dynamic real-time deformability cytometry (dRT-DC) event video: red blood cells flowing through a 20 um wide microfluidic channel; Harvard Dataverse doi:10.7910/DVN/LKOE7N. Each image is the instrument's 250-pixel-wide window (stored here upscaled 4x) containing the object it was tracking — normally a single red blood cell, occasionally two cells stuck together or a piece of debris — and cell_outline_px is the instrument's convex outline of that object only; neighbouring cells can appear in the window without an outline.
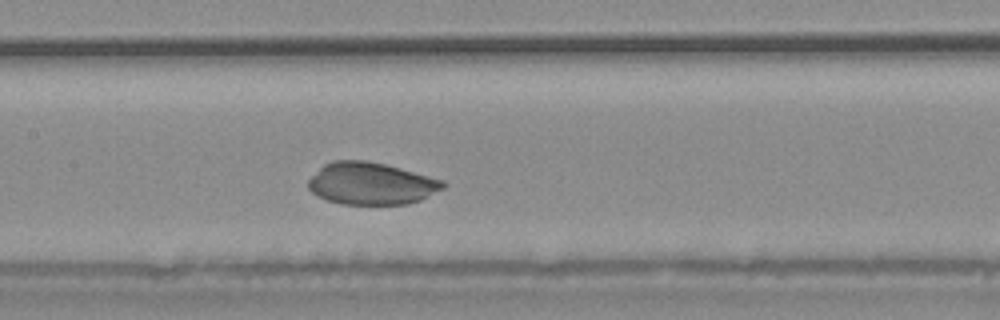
{"species": "common noctule bat (a hibernating species)", "species_latin": "Nyctalus noctula", "temperature_condition": "warm", "stored_images_in_passage": 37, "camera_frame_rate_fps": 3000, "um_per_image_px": 0.085, "animal": {"sex": "male", "body_mass_g": 20.4}, "frame": {"image": 1, "passage_image": 16, "time_ms": 5.0, "image_size_px": [1000, 320], "cell_outline_px": [[448, 184], [444, 188], [420, 200], [408, 204], [344, 204], [328, 200], [316, 196], [308, 188], [308, 180], [324, 164], [332, 160], [368, 160], [400, 168], [444, 180]], "centroid_in_image_um": [31.56, 15.6], "position_along_channel_um": 175.8, "area_um2": 33.12}}
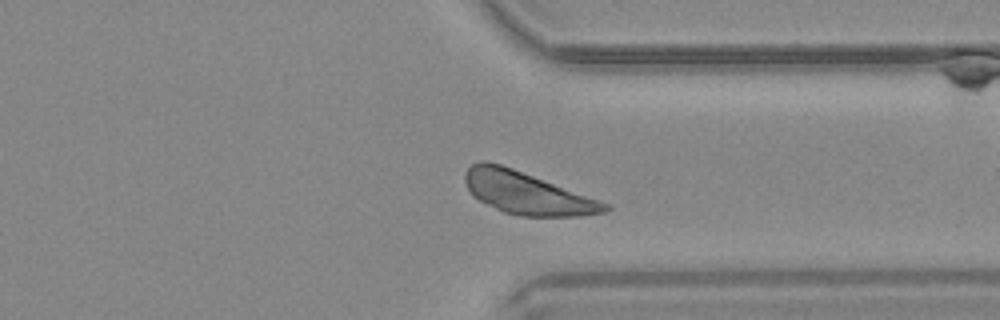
{"frame": {"image": 2, "passage_image": 27, "time_ms": 8.667, "image_size_px": [1000, 320], "cell_outline_px": [[612, 208], [604, 212], [580, 216], [520, 216], [504, 212], [472, 196], [464, 180], [464, 172], [472, 164], [480, 160], [484, 160], [500, 164], [512, 168], [608, 204]], "centroid_in_image_um": [44.72, 16.4], "position_along_channel_um": 366.7, "area_um2": 33.87}}